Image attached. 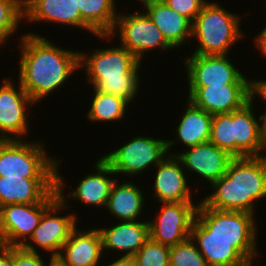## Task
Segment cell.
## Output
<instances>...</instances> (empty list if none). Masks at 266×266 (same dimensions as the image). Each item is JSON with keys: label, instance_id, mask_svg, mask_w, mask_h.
<instances>
[{"label": "cell", "instance_id": "obj_11", "mask_svg": "<svg viewBox=\"0 0 266 266\" xmlns=\"http://www.w3.org/2000/svg\"><path fill=\"white\" fill-rule=\"evenodd\" d=\"M183 59L188 88L222 84H256V78H247L239 66L226 55L190 54ZM238 67V68H237Z\"/></svg>", "mask_w": 266, "mask_h": 266}, {"label": "cell", "instance_id": "obj_4", "mask_svg": "<svg viewBox=\"0 0 266 266\" xmlns=\"http://www.w3.org/2000/svg\"><path fill=\"white\" fill-rule=\"evenodd\" d=\"M242 17L237 12L225 9L220 3L209 0L192 23L191 41L195 40L197 46L191 48L193 52L190 53L230 54V49L246 36L241 28Z\"/></svg>", "mask_w": 266, "mask_h": 266}, {"label": "cell", "instance_id": "obj_12", "mask_svg": "<svg viewBox=\"0 0 266 266\" xmlns=\"http://www.w3.org/2000/svg\"><path fill=\"white\" fill-rule=\"evenodd\" d=\"M2 82L0 86V140H22L23 137L27 139L31 131L29 111L36 106V103L21 87L18 80L15 84L14 80L8 76V78H2Z\"/></svg>", "mask_w": 266, "mask_h": 266}, {"label": "cell", "instance_id": "obj_17", "mask_svg": "<svg viewBox=\"0 0 266 266\" xmlns=\"http://www.w3.org/2000/svg\"><path fill=\"white\" fill-rule=\"evenodd\" d=\"M152 178L151 197L160 202H193L191 186L181 160L174 155H167L155 168Z\"/></svg>", "mask_w": 266, "mask_h": 266}, {"label": "cell", "instance_id": "obj_9", "mask_svg": "<svg viewBox=\"0 0 266 266\" xmlns=\"http://www.w3.org/2000/svg\"><path fill=\"white\" fill-rule=\"evenodd\" d=\"M60 161L56 158L55 163V190L60 199L66 206L70 207L69 200L78 201L84 204L83 206L95 207L97 210L105 209L110 190L113 183L116 181V174L110 166L101 158L98 157L94 164L92 172L86 175L76 184L74 190H69L65 193V180L62 173L59 171ZM115 176V177H114Z\"/></svg>", "mask_w": 266, "mask_h": 266}, {"label": "cell", "instance_id": "obj_26", "mask_svg": "<svg viewBox=\"0 0 266 266\" xmlns=\"http://www.w3.org/2000/svg\"><path fill=\"white\" fill-rule=\"evenodd\" d=\"M190 238L208 266H251L234 248L221 238H207V230L195 219Z\"/></svg>", "mask_w": 266, "mask_h": 266}, {"label": "cell", "instance_id": "obj_36", "mask_svg": "<svg viewBox=\"0 0 266 266\" xmlns=\"http://www.w3.org/2000/svg\"><path fill=\"white\" fill-rule=\"evenodd\" d=\"M0 266H14L13 246L0 245Z\"/></svg>", "mask_w": 266, "mask_h": 266}, {"label": "cell", "instance_id": "obj_20", "mask_svg": "<svg viewBox=\"0 0 266 266\" xmlns=\"http://www.w3.org/2000/svg\"><path fill=\"white\" fill-rule=\"evenodd\" d=\"M147 15L176 50L191 44L192 22L167 6L162 0H138Z\"/></svg>", "mask_w": 266, "mask_h": 266}, {"label": "cell", "instance_id": "obj_19", "mask_svg": "<svg viewBox=\"0 0 266 266\" xmlns=\"http://www.w3.org/2000/svg\"><path fill=\"white\" fill-rule=\"evenodd\" d=\"M78 228V229H77ZM76 227L55 258L63 266H102V237L98 227ZM104 255V257H103ZM102 260V261H101Z\"/></svg>", "mask_w": 266, "mask_h": 266}, {"label": "cell", "instance_id": "obj_13", "mask_svg": "<svg viewBox=\"0 0 266 266\" xmlns=\"http://www.w3.org/2000/svg\"><path fill=\"white\" fill-rule=\"evenodd\" d=\"M58 199L54 190L42 203L0 207V245L22 246L39 225L43 213Z\"/></svg>", "mask_w": 266, "mask_h": 266}, {"label": "cell", "instance_id": "obj_37", "mask_svg": "<svg viewBox=\"0 0 266 266\" xmlns=\"http://www.w3.org/2000/svg\"><path fill=\"white\" fill-rule=\"evenodd\" d=\"M120 256V257H119ZM115 260L104 264L103 266H137L134 256H121L119 255Z\"/></svg>", "mask_w": 266, "mask_h": 266}, {"label": "cell", "instance_id": "obj_14", "mask_svg": "<svg viewBox=\"0 0 266 266\" xmlns=\"http://www.w3.org/2000/svg\"><path fill=\"white\" fill-rule=\"evenodd\" d=\"M194 202H160L156 215L149 222V237L160 244L173 246L190 237L199 205Z\"/></svg>", "mask_w": 266, "mask_h": 266}, {"label": "cell", "instance_id": "obj_6", "mask_svg": "<svg viewBox=\"0 0 266 266\" xmlns=\"http://www.w3.org/2000/svg\"><path fill=\"white\" fill-rule=\"evenodd\" d=\"M35 140H0V176L55 178V156Z\"/></svg>", "mask_w": 266, "mask_h": 266}, {"label": "cell", "instance_id": "obj_1", "mask_svg": "<svg viewBox=\"0 0 266 266\" xmlns=\"http://www.w3.org/2000/svg\"><path fill=\"white\" fill-rule=\"evenodd\" d=\"M28 32L17 39L20 52L17 78L29 97L39 105L41 100L65 86L77 70L80 71L79 50L62 48L47 36Z\"/></svg>", "mask_w": 266, "mask_h": 266}, {"label": "cell", "instance_id": "obj_18", "mask_svg": "<svg viewBox=\"0 0 266 266\" xmlns=\"http://www.w3.org/2000/svg\"><path fill=\"white\" fill-rule=\"evenodd\" d=\"M24 24L40 22L60 24L75 29H83L97 35L81 18L74 0H23ZM26 20V21H25ZM58 23V24H57Z\"/></svg>", "mask_w": 266, "mask_h": 266}, {"label": "cell", "instance_id": "obj_38", "mask_svg": "<svg viewBox=\"0 0 266 266\" xmlns=\"http://www.w3.org/2000/svg\"><path fill=\"white\" fill-rule=\"evenodd\" d=\"M266 107V105H265ZM265 112L259 115L260 119V139L263 152L266 154V109Z\"/></svg>", "mask_w": 266, "mask_h": 266}, {"label": "cell", "instance_id": "obj_39", "mask_svg": "<svg viewBox=\"0 0 266 266\" xmlns=\"http://www.w3.org/2000/svg\"><path fill=\"white\" fill-rule=\"evenodd\" d=\"M256 97L266 103V79L256 78Z\"/></svg>", "mask_w": 266, "mask_h": 266}, {"label": "cell", "instance_id": "obj_31", "mask_svg": "<svg viewBox=\"0 0 266 266\" xmlns=\"http://www.w3.org/2000/svg\"><path fill=\"white\" fill-rule=\"evenodd\" d=\"M169 263L170 266H208L190 237L184 242L170 246Z\"/></svg>", "mask_w": 266, "mask_h": 266}, {"label": "cell", "instance_id": "obj_2", "mask_svg": "<svg viewBox=\"0 0 266 266\" xmlns=\"http://www.w3.org/2000/svg\"><path fill=\"white\" fill-rule=\"evenodd\" d=\"M201 201L206 207L256 214V203L266 199V156L235 157L224 175L210 186Z\"/></svg>", "mask_w": 266, "mask_h": 266}, {"label": "cell", "instance_id": "obj_40", "mask_svg": "<svg viewBox=\"0 0 266 266\" xmlns=\"http://www.w3.org/2000/svg\"><path fill=\"white\" fill-rule=\"evenodd\" d=\"M49 266H63L57 259H54Z\"/></svg>", "mask_w": 266, "mask_h": 266}, {"label": "cell", "instance_id": "obj_24", "mask_svg": "<svg viewBox=\"0 0 266 266\" xmlns=\"http://www.w3.org/2000/svg\"><path fill=\"white\" fill-rule=\"evenodd\" d=\"M117 178L113 183L110 195L107 200L105 210H108L118 221H137L142 220L145 212L144 205L146 202L144 192L141 186L132 181H121ZM144 211V212H143ZM142 216V217H141Z\"/></svg>", "mask_w": 266, "mask_h": 266}, {"label": "cell", "instance_id": "obj_15", "mask_svg": "<svg viewBox=\"0 0 266 266\" xmlns=\"http://www.w3.org/2000/svg\"><path fill=\"white\" fill-rule=\"evenodd\" d=\"M187 100L211 115L241 109L256 92V84H222L188 88Z\"/></svg>", "mask_w": 266, "mask_h": 266}, {"label": "cell", "instance_id": "obj_22", "mask_svg": "<svg viewBox=\"0 0 266 266\" xmlns=\"http://www.w3.org/2000/svg\"><path fill=\"white\" fill-rule=\"evenodd\" d=\"M186 107L177 125L175 126V138L166 139L167 151L171 155V150L177 147H193L198 144L210 142L211 124L213 115L203 109L197 108L189 100L184 101ZM178 141V142H177Z\"/></svg>", "mask_w": 266, "mask_h": 266}, {"label": "cell", "instance_id": "obj_32", "mask_svg": "<svg viewBox=\"0 0 266 266\" xmlns=\"http://www.w3.org/2000/svg\"><path fill=\"white\" fill-rule=\"evenodd\" d=\"M170 246L153 241L150 237L134 255L137 266H170Z\"/></svg>", "mask_w": 266, "mask_h": 266}, {"label": "cell", "instance_id": "obj_23", "mask_svg": "<svg viewBox=\"0 0 266 266\" xmlns=\"http://www.w3.org/2000/svg\"><path fill=\"white\" fill-rule=\"evenodd\" d=\"M55 190V178L0 176V207L42 203Z\"/></svg>", "mask_w": 266, "mask_h": 266}, {"label": "cell", "instance_id": "obj_5", "mask_svg": "<svg viewBox=\"0 0 266 266\" xmlns=\"http://www.w3.org/2000/svg\"><path fill=\"white\" fill-rule=\"evenodd\" d=\"M256 217L242 211L216 210L200 201L195 219L207 230V238H221L233 243V248L254 266V261L260 256L256 240Z\"/></svg>", "mask_w": 266, "mask_h": 266}, {"label": "cell", "instance_id": "obj_16", "mask_svg": "<svg viewBox=\"0 0 266 266\" xmlns=\"http://www.w3.org/2000/svg\"><path fill=\"white\" fill-rule=\"evenodd\" d=\"M171 155L177 156L184 167V170L196 174L203 185L208 183L211 185L219 177L225 174L230 161L234 158L228 152L220 149L211 142H205L184 149L183 151L171 152ZM203 180V181H202Z\"/></svg>", "mask_w": 266, "mask_h": 266}, {"label": "cell", "instance_id": "obj_33", "mask_svg": "<svg viewBox=\"0 0 266 266\" xmlns=\"http://www.w3.org/2000/svg\"><path fill=\"white\" fill-rule=\"evenodd\" d=\"M44 254L41 252H33L26 250L22 246H13V264L14 266H49V264L55 259L48 257V261L45 262L43 258Z\"/></svg>", "mask_w": 266, "mask_h": 266}, {"label": "cell", "instance_id": "obj_7", "mask_svg": "<svg viewBox=\"0 0 266 266\" xmlns=\"http://www.w3.org/2000/svg\"><path fill=\"white\" fill-rule=\"evenodd\" d=\"M116 35L119 36V45L128 49L141 62L151 50L160 49V52L166 51V53L168 50L174 51L144 10L124 14L121 10L111 32L108 35H96V37L101 39L99 41L108 42Z\"/></svg>", "mask_w": 266, "mask_h": 266}, {"label": "cell", "instance_id": "obj_30", "mask_svg": "<svg viewBox=\"0 0 266 266\" xmlns=\"http://www.w3.org/2000/svg\"><path fill=\"white\" fill-rule=\"evenodd\" d=\"M210 142L235 158L234 111L213 115Z\"/></svg>", "mask_w": 266, "mask_h": 266}, {"label": "cell", "instance_id": "obj_10", "mask_svg": "<svg viewBox=\"0 0 266 266\" xmlns=\"http://www.w3.org/2000/svg\"><path fill=\"white\" fill-rule=\"evenodd\" d=\"M68 208L60 199H57L43 213L39 225L22 247L33 252L44 251L43 253L46 252V255L49 253L50 257L56 258L71 232L80 225L78 224V219H80L77 217L78 214L64 213ZM62 212L64 213L63 216Z\"/></svg>", "mask_w": 266, "mask_h": 266}, {"label": "cell", "instance_id": "obj_27", "mask_svg": "<svg viewBox=\"0 0 266 266\" xmlns=\"http://www.w3.org/2000/svg\"><path fill=\"white\" fill-rule=\"evenodd\" d=\"M82 20L97 34L108 35L119 11L116 0H74Z\"/></svg>", "mask_w": 266, "mask_h": 266}, {"label": "cell", "instance_id": "obj_8", "mask_svg": "<svg viewBox=\"0 0 266 266\" xmlns=\"http://www.w3.org/2000/svg\"><path fill=\"white\" fill-rule=\"evenodd\" d=\"M128 142L116 147L109 153L102 154L101 158L119 176H142L141 174L153 169L168 155L166 139L147 135L134 136ZM140 174V175H139Z\"/></svg>", "mask_w": 266, "mask_h": 266}, {"label": "cell", "instance_id": "obj_35", "mask_svg": "<svg viewBox=\"0 0 266 266\" xmlns=\"http://www.w3.org/2000/svg\"><path fill=\"white\" fill-rule=\"evenodd\" d=\"M260 30L261 31L254 37L253 44L258 50L257 52H259L262 57L266 58V25Z\"/></svg>", "mask_w": 266, "mask_h": 266}, {"label": "cell", "instance_id": "obj_21", "mask_svg": "<svg viewBox=\"0 0 266 266\" xmlns=\"http://www.w3.org/2000/svg\"><path fill=\"white\" fill-rule=\"evenodd\" d=\"M144 220V221H143ZM116 221L111 227L98 226L102 237L103 253H119L122 256H134L149 238L148 220ZM118 222V223H117Z\"/></svg>", "mask_w": 266, "mask_h": 266}, {"label": "cell", "instance_id": "obj_29", "mask_svg": "<svg viewBox=\"0 0 266 266\" xmlns=\"http://www.w3.org/2000/svg\"><path fill=\"white\" fill-rule=\"evenodd\" d=\"M22 20H24L23 0H0L1 49L5 48L7 41L11 40L13 35H17L18 29H21V24L24 22Z\"/></svg>", "mask_w": 266, "mask_h": 266}, {"label": "cell", "instance_id": "obj_25", "mask_svg": "<svg viewBox=\"0 0 266 266\" xmlns=\"http://www.w3.org/2000/svg\"><path fill=\"white\" fill-rule=\"evenodd\" d=\"M253 98L241 109L234 111L235 157L263 156L260 139V119L256 116ZM255 109V111H254Z\"/></svg>", "mask_w": 266, "mask_h": 266}, {"label": "cell", "instance_id": "obj_34", "mask_svg": "<svg viewBox=\"0 0 266 266\" xmlns=\"http://www.w3.org/2000/svg\"><path fill=\"white\" fill-rule=\"evenodd\" d=\"M167 6L192 23L209 0H162Z\"/></svg>", "mask_w": 266, "mask_h": 266}, {"label": "cell", "instance_id": "obj_28", "mask_svg": "<svg viewBox=\"0 0 266 266\" xmlns=\"http://www.w3.org/2000/svg\"><path fill=\"white\" fill-rule=\"evenodd\" d=\"M91 94L90 109L88 110L85 117L91 123L103 122L109 123L119 122L124 120L129 111V103L119 97L112 94H106L99 92L94 88ZM123 119V120H122Z\"/></svg>", "mask_w": 266, "mask_h": 266}, {"label": "cell", "instance_id": "obj_3", "mask_svg": "<svg viewBox=\"0 0 266 266\" xmlns=\"http://www.w3.org/2000/svg\"><path fill=\"white\" fill-rule=\"evenodd\" d=\"M90 53L79 50V69H84L90 88L119 96L132 107L141 93L143 75L140 76L139 71L143 68L142 62L119 44L96 48Z\"/></svg>", "mask_w": 266, "mask_h": 266}]
</instances>
